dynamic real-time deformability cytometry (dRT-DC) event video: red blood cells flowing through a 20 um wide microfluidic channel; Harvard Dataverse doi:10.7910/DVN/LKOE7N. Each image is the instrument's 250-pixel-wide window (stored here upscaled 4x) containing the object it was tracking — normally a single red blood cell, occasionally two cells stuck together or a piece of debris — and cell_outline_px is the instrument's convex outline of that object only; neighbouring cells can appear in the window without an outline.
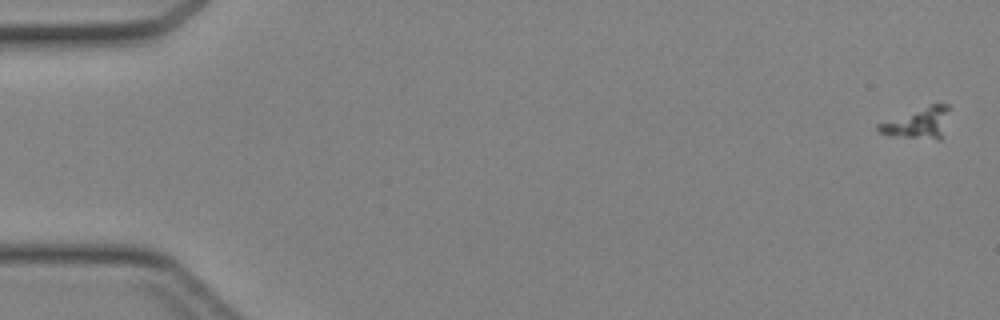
{"species": "Egyptian fruit bat (a non-hibernating species)", "species_latin": "Rousettus aegyptiacus", "temperature_condition": "cold", "stored_images_in_passage": 48, "camera_frame_rate_fps": 3000, "um_per_image_px": 0.085, "animal": {"sex": "female"}, "frame": {"image": 1, "passage_image": 1, "time_ms": 0.0, "image_size_px": [1000, 320], "cell_outline_px": [[948, 108], [940, 140], [936, 140], [892, 136], [880, 132], [876, 128], [876, 124], [932, 104], [948, 104]], "centroid_in_image_um": [77.98, 10.49], "position_along_channel_um": 7.0, "area_um2": 12.31}}
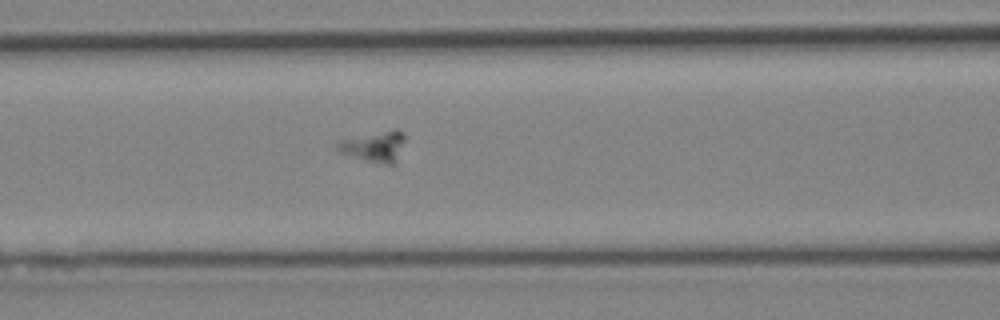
{"frame": {"image": 2, "passage_image": 21, "time_ms": 6.667, "image_size_px": [1000, 320], "cell_outline_px": [[404, 140], [396, 164], [384, 164], [368, 160], [340, 152], [336, 148], [336, 144], [340, 140], [396, 128], [404, 132]], "centroid_in_image_um": [31.86, 12.43], "position_along_channel_um": 134.7, "area_um2": 11.79}}
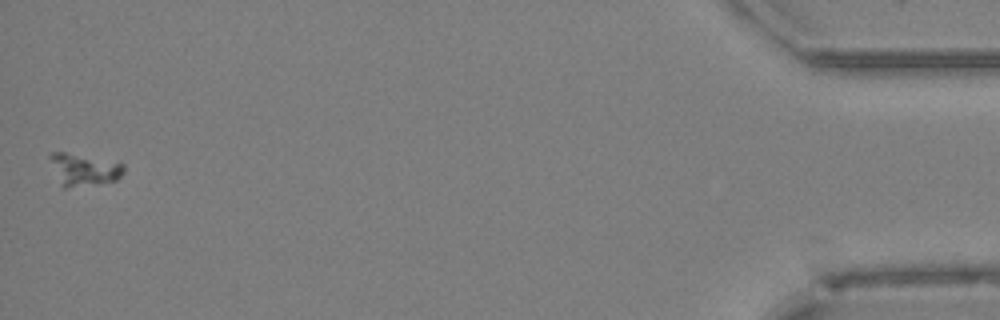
{"frame": {"image": 3, "passage_image": 48, "time_ms": 15.667, "image_size_px": [1000, 320], "cell_outline_px": [[124, 172], [116, 180], [64, 188], [60, 184], [48, 156], [48, 152], [64, 152], [124, 164]], "centroid_in_image_um": [7.08, 14.41], "position_along_channel_um": 428.1, "area_um2": 13.35}}